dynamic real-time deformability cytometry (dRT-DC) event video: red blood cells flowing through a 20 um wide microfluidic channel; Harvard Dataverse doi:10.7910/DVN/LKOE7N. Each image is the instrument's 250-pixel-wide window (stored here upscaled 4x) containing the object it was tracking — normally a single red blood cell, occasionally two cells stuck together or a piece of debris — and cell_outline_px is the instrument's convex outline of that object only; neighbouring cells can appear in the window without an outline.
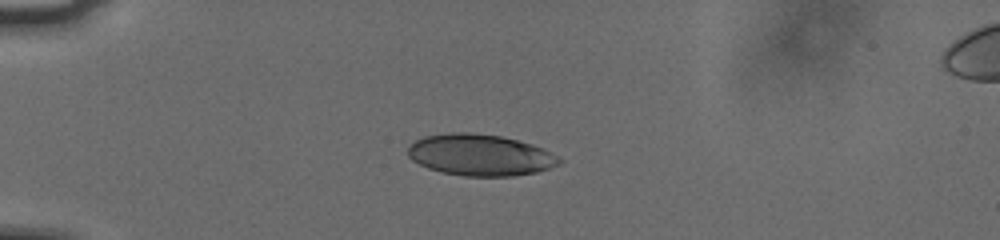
{"species": "human", "species_latin": "Homo sapiens", "temperature_condition": "cold", "stored_images_in_passage": 41, "camera_frame_rate_fps": 3000, "um_per_image_px": 0.085, "donor": {"sex": "male"}, "frame": {"image": 1, "passage_image": 1, "time_ms": 0.0, "image_size_px": [1000, 240], "cell_outline_px": [[564, 160], [560, 164], [536, 172], [512, 176], [464, 176], [440, 172], [428, 168], [412, 160], [408, 156], [408, 148], [416, 140], [424, 136], [448, 132], [468, 132], [500, 136], [532, 144], [544, 148]], "centroid_in_image_um": [40.82, 13.17], "position_along_channel_um": 44.2, "area_um2": 36.59}}
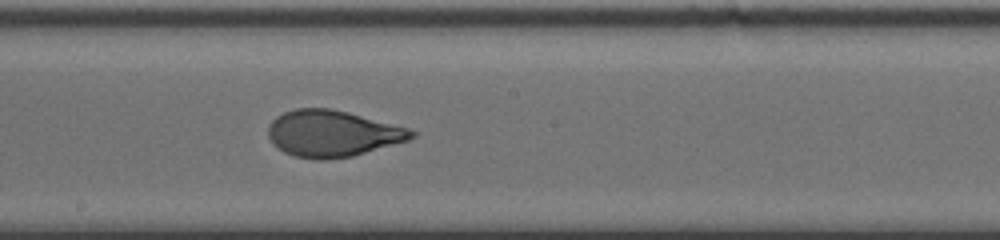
{"frame": {"image": 2, "passage_image": 18, "time_ms": 5.667, "image_size_px": [1000, 240], "cell_outline_px": [[416, 136], [408, 140], [352, 156], [324, 160], [316, 160], [292, 156], [284, 152], [268, 136], [268, 128], [272, 120], [276, 116], [284, 112], [296, 108], [328, 108], [348, 112], [408, 128], [416, 132]], "centroid_in_image_um": [28.25, 11.35], "position_along_channel_um": 220.0, "area_um2": 38.49}}
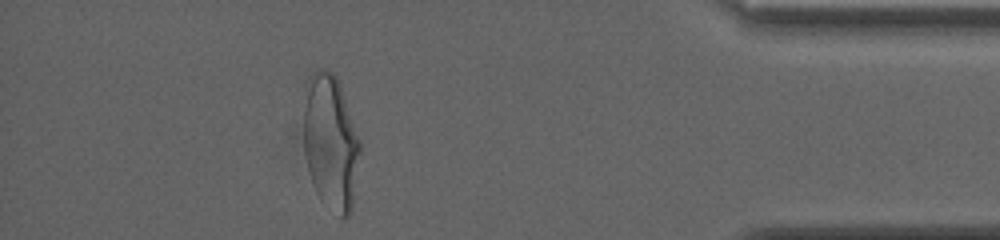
{"frame": {"image": 3, "passage_image": 36, "time_ms": 11.667, "image_size_px": [1000, 240], "cell_outline_px": [[360, 152], [352, 208], [348, 216], [340, 216], [320, 200], [312, 184], [304, 156], [304, 112], [308, 76], [316, 68], [332, 72], [336, 76], [360, 140]], "centroid_in_image_um": [28.09, 12.11], "position_along_channel_um": 407.1, "area_um2": 44.16}, "authors_computed_cell_mechanics": {"area_um2": 38.5526, "velocity_mm_per_s": 3.7624, "shape_relaxation_time_tau1_ms": 4.8451, "shape_relaxation_time_tau2_ms": 0.7587, "deformation_change_tau1": 0.1876, "deformation_change_tau2": 0.0702}}